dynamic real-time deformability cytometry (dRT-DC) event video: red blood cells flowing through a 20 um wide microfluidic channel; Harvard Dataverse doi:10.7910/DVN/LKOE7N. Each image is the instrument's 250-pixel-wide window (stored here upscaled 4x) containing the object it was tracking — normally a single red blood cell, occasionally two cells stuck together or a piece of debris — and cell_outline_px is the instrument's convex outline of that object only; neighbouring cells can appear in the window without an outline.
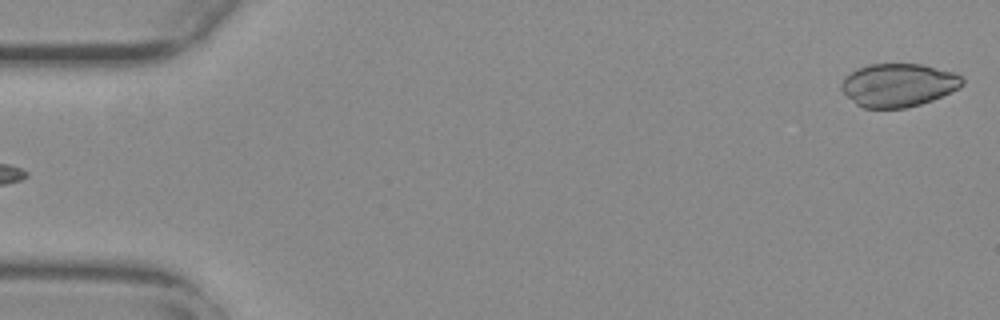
{"species": "common noctule bat (a hibernating species)", "species_latin": "Nyctalus noctula", "temperature_condition": "warm", "stored_images_in_passage": 52, "camera_frame_rate_fps": 3000, "um_per_image_px": 0.085, "animal": {"sex": "female", "body_mass_g": 29.2, "forearm_length_mm": 56.3}, "frame": {"image": 1, "passage_image": 1, "time_ms": 0.0, "image_size_px": [1000, 320], "cell_outline_px": [[964, 84], [960, 88], [932, 100], [920, 104], [904, 108], [864, 108], [856, 104], [840, 88], [840, 84], [844, 76], [856, 68], [868, 64], [920, 64], [956, 72], [964, 80]], "centroid_in_image_um": [76.35, 7.22], "position_along_channel_um": 8.6, "area_um2": 30.63}}